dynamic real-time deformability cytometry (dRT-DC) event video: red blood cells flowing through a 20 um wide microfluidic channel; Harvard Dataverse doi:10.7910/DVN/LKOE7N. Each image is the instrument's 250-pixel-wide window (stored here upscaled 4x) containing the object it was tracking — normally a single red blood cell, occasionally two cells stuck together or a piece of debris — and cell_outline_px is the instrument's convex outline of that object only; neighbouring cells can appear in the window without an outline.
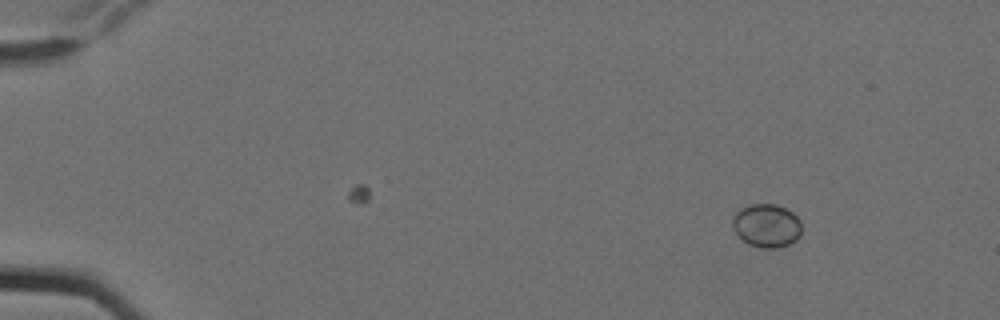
{"species": "Egyptian fruit bat (a non-hibernating species)", "species_latin": "Rousettus aegyptiacus", "temperature_condition": "cold", "stored_images_in_passage": 2, "camera_frame_rate_fps": 3000, "um_per_image_px": 0.085, "animal": {"sex": "female"}, "frame": {"image": 1, "passage_image": 2, "time_ms": 0.333, "image_size_px": [1000, 320], "cell_outline_px": [[800, 236], [796, 240], [788, 244], [776, 248], [764, 248], [748, 244], [732, 228], [732, 216], [740, 208], [748, 204], [776, 204], [792, 212], [800, 220]], "centroid_in_image_um": [65.14, 19.16], "position_along_channel_um": 19.9, "area_um2": 17.46}}